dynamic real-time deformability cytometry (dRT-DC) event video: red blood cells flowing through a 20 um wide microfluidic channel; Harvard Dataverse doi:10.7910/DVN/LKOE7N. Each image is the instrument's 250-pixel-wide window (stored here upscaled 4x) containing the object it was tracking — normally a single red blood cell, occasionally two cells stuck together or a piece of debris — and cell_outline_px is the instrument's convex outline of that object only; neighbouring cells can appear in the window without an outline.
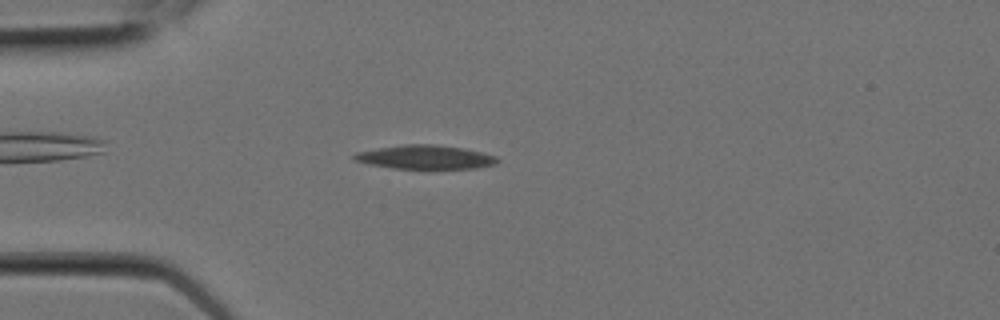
{"species": "Egyptian fruit bat (a non-hibernating species)", "species_latin": "Rousettus aegyptiacus", "temperature_condition": "room temperature", "stored_images_in_passage": 8, "camera_frame_rate_fps": 3000, "um_per_image_px": 0.085, "animal": {"sex": "female"}, "frame": {"image": 1, "passage_image": 3, "time_ms": 0.667, "image_size_px": [1000, 320], "cell_outline_px": [[500, 160], [496, 164], [476, 168], [392, 168], [368, 164], [352, 160], [352, 156], [356, 152], [380, 148], [408, 144], [436, 144], [464, 148], [496, 156]], "centroid_in_image_um": [36.14, 13.35], "position_along_channel_um": 48.9, "area_um2": 19.77}}
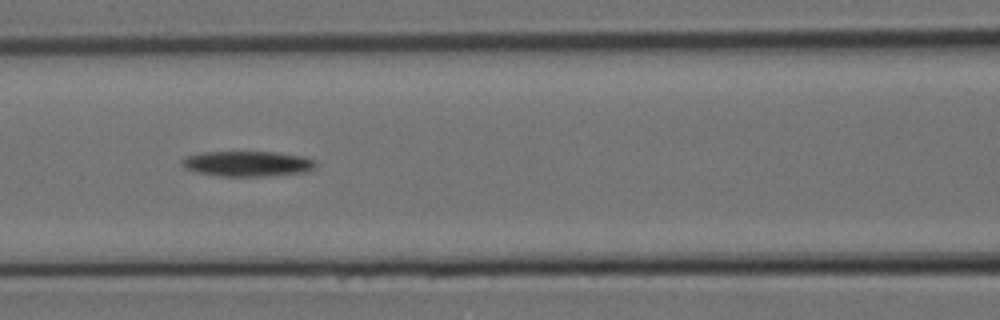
{"frame": {"image": 2, "passage_image": 6, "time_ms": 1.667, "image_size_px": [1000, 320], "cell_outline_px": [[316, 168], [308, 172], [264, 176], [216, 176], [196, 172], [184, 168], [180, 164], [180, 160], [184, 156], [204, 152], [276, 152], [304, 156], [316, 160]], "centroid_in_image_um": [21.03, 13.91], "position_along_channel_um": 145.6, "area_um2": 20.11}}
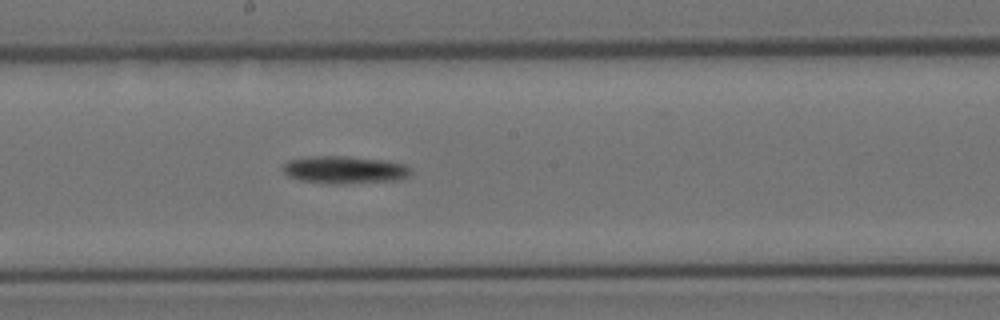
{"frame": {"image": 3, "passage_image": 8, "time_ms": 2.333, "image_size_px": [1000, 320], "cell_outline_px": [[412, 172], [408, 176], [400, 180], [344, 184], [332, 184], [300, 180], [288, 176], [280, 168], [288, 160], [308, 156], [348, 156], [380, 160], [404, 164]], "centroid_in_image_um": [29.25, 14.44], "position_along_channel_um": 219.0, "area_um2": 20.63}}